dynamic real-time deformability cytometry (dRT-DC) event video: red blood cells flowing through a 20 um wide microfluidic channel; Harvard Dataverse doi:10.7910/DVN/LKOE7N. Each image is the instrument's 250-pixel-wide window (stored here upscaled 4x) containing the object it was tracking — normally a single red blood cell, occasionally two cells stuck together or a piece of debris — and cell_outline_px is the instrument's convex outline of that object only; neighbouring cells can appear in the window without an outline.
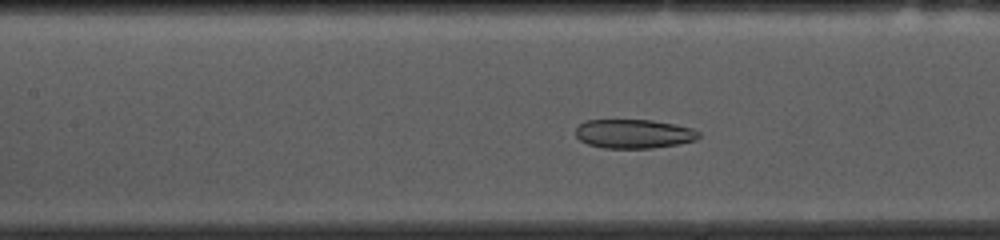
{"species": "common noctule bat (a hibernating species)", "species_latin": "Nyctalus noctula", "temperature_condition": "cold", "stored_images_in_passage": 53, "camera_frame_rate_fps": 3000, "um_per_image_px": 0.085, "animal": {"sex": "female", "body_mass_g": 10.0, "forearm_length_mm": 53.1}, "frame": {"image": 1, "passage_image": 22, "time_ms": 7.0, "image_size_px": [1000, 240], "cell_outline_px": [[700, 136], [696, 140], [680, 144], [652, 148], [604, 148], [588, 144], [580, 140], [576, 136], [576, 128], [584, 120], [652, 120], [692, 128], [700, 132]], "centroid_in_image_um": [53.88, 11.38], "position_along_channel_um": 153.5, "area_um2": 20.87}}
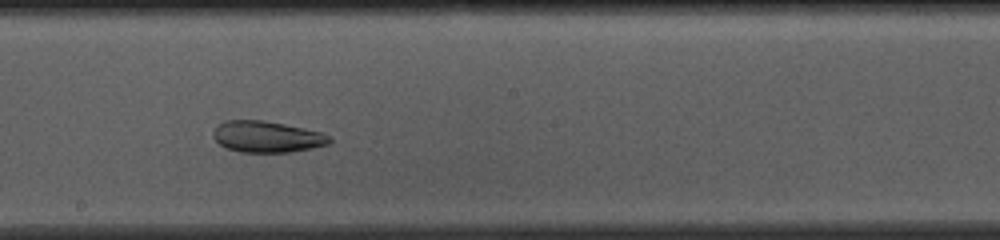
{"frame": {"image": 2, "passage_image": 28, "time_ms": 9.0, "image_size_px": [1000, 240], "cell_outline_px": [[332, 140], [328, 144], [312, 148], [288, 152], [240, 152], [228, 148], [220, 144], [212, 136], [212, 132], [216, 124], [224, 120], [264, 120], [304, 128], [320, 132], [332, 136]], "centroid_in_image_um": [22.67, 11.61], "position_along_channel_um": 225.5, "area_um2": 21.33}}
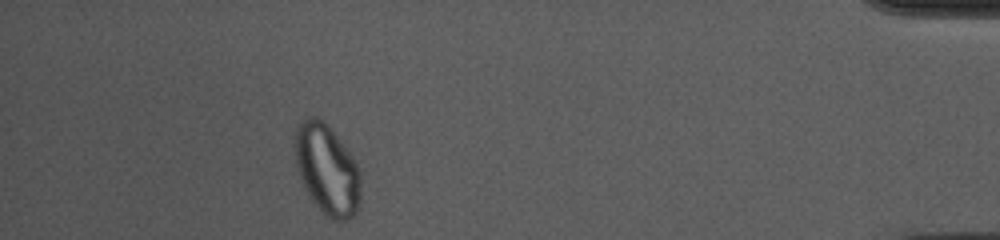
{"frame": {"image": 3, "passage_image": 48, "time_ms": 15.667, "image_size_px": [1000, 240], "cell_outline_px": [[360, 204], [356, 212], [348, 220], [332, 220], [312, 200], [304, 188], [300, 180], [296, 168], [292, 140], [296, 128], [308, 116], [320, 116], [352, 156], [360, 168]], "centroid_in_image_um": [27.77, 14.38], "position_along_channel_um": 407.4, "area_um2": 34.97}, "authors_computed_cell_mechanics": {"area_um2": 27.2238, "velocity_mm_per_s": 3.6076, "shape_relaxation_time_tau1_ms": null, "shape_relaxation_time_tau2_ms": 2.9651, "deformation_change_tau1": null, "deformation_change_tau2": 0.0838}}